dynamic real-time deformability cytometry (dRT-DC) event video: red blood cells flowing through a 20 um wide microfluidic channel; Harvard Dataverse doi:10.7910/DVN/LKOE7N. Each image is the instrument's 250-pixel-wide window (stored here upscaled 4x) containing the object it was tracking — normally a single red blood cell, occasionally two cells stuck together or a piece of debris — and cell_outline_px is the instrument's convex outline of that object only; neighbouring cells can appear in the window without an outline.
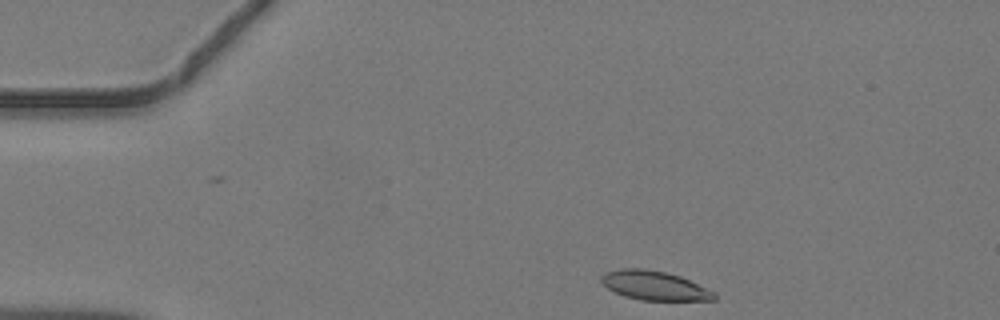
{"species": "common noctule bat (a hibernating species)", "species_latin": "Nyctalus noctula", "temperature_condition": "warm", "stored_images_in_passage": 35, "camera_frame_rate_fps": 3000, "um_per_image_px": 0.085, "animal": {"sex": "male", "body_mass_g": 19.2, "forearm_length_mm": 51.8}, "frame": {"image": 1, "passage_image": 1, "time_ms": 0.0, "image_size_px": [1000, 320], "cell_outline_px": [[716, 300], [640, 300], [624, 296], [608, 288], [600, 280], [600, 276], [604, 272], [620, 268], [644, 268], [664, 272], [680, 276], [716, 292]], "centroid_in_image_um": [55.61, 24.26], "position_along_channel_um": 29.4, "area_um2": 19.19}}
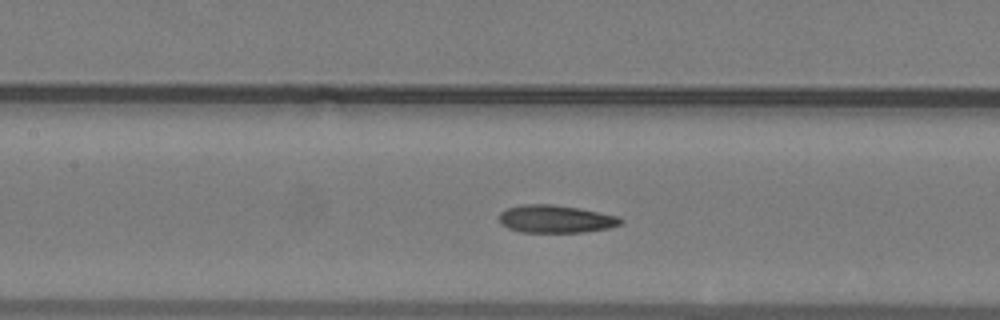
{"frame": {"image": 2, "passage_image": 14, "time_ms": 4.333, "image_size_px": [1000, 320], "cell_outline_px": [[624, 220], [620, 224], [608, 228], [584, 232], [520, 232], [508, 228], [500, 224], [500, 212], [508, 208], [524, 204], [552, 204], [580, 208], [620, 216]], "centroid_in_image_um": [47.25, 18.61], "position_along_channel_um": 160.2, "area_um2": 19.71}}
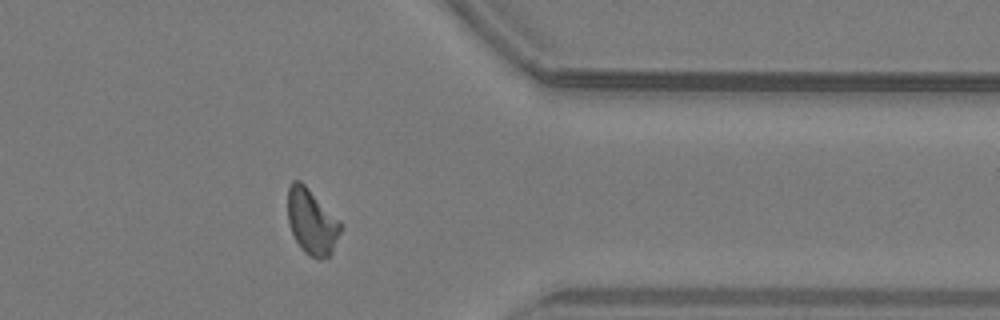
{"frame": {"image": 3, "passage_image": 30, "time_ms": 9.667, "image_size_px": [1000, 320], "cell_outline_px": [[344, 224], [332, 252], [328, 256], [320, 260], [316, 260], [304, 252], [300, 248], [288, 224], [288, 188], [292, 180], [300, 180]], "centroid_in_image_um": [26.51, 18.86], "position_along_channel_um": 384.9, "area_um2": 20.35}}